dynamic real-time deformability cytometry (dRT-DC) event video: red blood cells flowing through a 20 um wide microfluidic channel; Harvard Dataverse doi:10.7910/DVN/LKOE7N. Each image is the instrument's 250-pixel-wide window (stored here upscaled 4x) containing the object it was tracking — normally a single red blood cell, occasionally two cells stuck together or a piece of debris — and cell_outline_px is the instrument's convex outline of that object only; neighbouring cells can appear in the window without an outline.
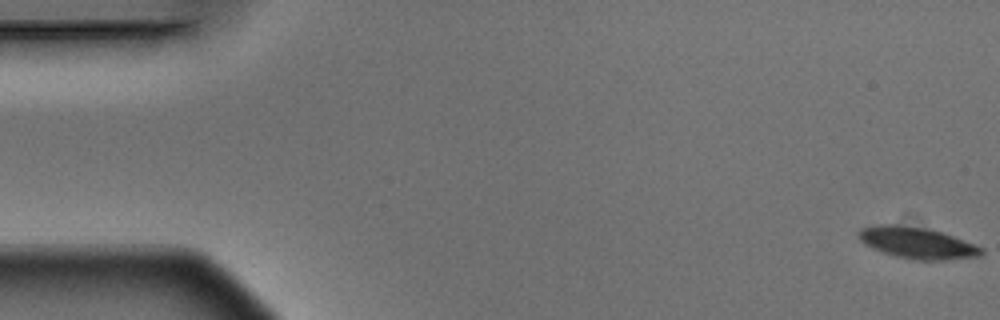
{"species": "Egyptian fruit bat (a non-hibernating species)", "species_latin": "Rousettus aegyptiacus", "temperature_condition": "warm", "stored_images_in_passage": 3, "camera_frame_rate_fps": 3000, "um_per_image_px": 0.085, "animal": {"sex": "male"}, "frame": {"image": 1, "passage_image": 1, "time_ms": 0.0, "image_size_px": [1000, 320], "cell_outline_px": [[984, 252], [980, 256], [944, 260], [916, 260], [896, 256], [872, 248], [864, 244], [860, 240], [856, 232], [860, 228], [880, 224], [896, 224], [928, 228], [952, 236], [984, 248]], "centroid_in_image_um": [77.92, 20.64], "position_along_channel_um": 7.1, "area_um2": 22.43}}